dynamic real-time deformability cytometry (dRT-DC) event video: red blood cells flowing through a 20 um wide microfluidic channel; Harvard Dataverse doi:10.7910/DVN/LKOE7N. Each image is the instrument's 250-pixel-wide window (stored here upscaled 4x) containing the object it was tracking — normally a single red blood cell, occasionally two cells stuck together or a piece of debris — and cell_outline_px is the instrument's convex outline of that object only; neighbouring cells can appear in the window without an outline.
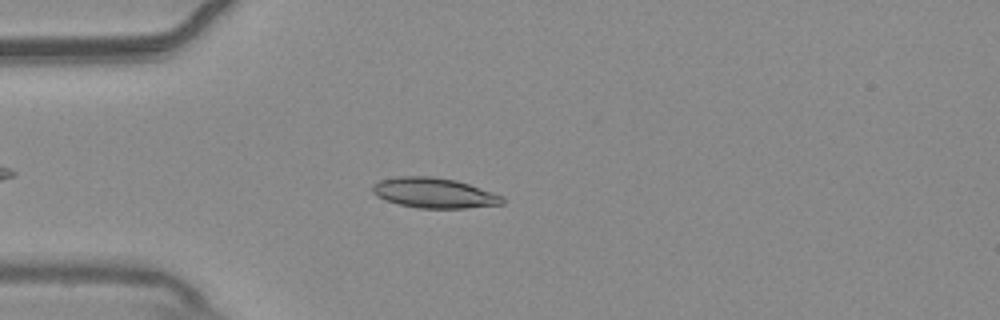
{"species": "common noctule bat (a hibernating species)", "species_latin": "Nyctalus noctula", "temperature_condition": "warm", "stored_images_in_passage": 48, "camera_frame_rate_fps": 3000, "um_per_image_px": 0.085, "animal": {"sex": "male", "body_mass_g": 20.4}, "frame": {"image": 1, "passage_image": 9, "time_ms": 2.667, "image_size_px": [1000, 320], "cell_outline_px": [[504, 204], [464, 208], [420, 208], [400, 204], [376, 196], [372, 192], [372, 184], [380, 180], [396, 176], [432, 176], [456, 180], [504, 196]], "centroid_in_image_um": [36.89, 16.39], "position_along_channel_um": 48.1, "area_um2": 22.77}}
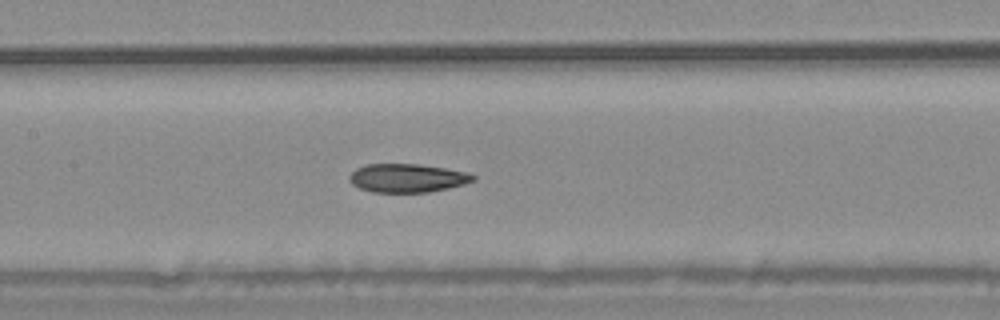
{"frame": {"image": 2, "passage_image": 20, "time_ms": 6.333, "image_size_px": [1000, 320], "cell_outline_px": [[476, 180], [464, 184], [448, 188], [428, 192], [372, 192], [360, 188], [352, 184], [348, 180], [348, 176], [356, 168], [368, 164], [416, 164], [444, 168], [464, 172], [476, 176]], "centroid_in_image_um": [34.59, 15.14], "position_along_channel_um": 172.8, "area_um2": 20.46}}
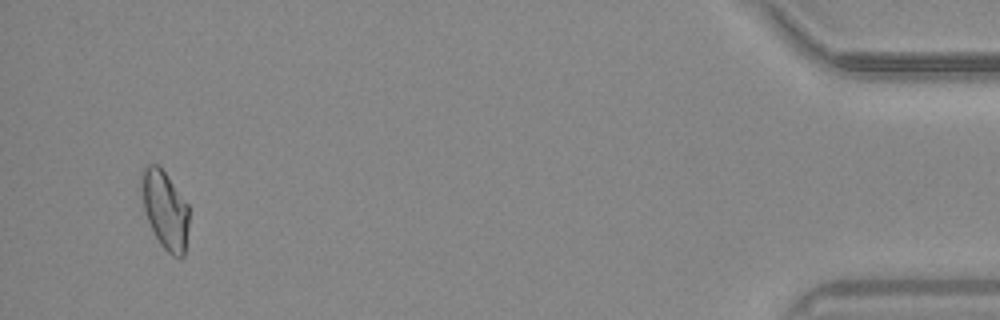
{"frame": {"image": 3, "passage_image": 46, "time_ms": 15.0, "image_size_px": [1000, 320], "cell_outline_px": [[188, 228], [184, 256], [172, 256], [160, 244], [144, 212], [140, 188], [140, 172], [148, 164], [156, 164], [164, 172], [188, 204]], "centroid_in_image_um": [14.0, 17.81], "position_along_channel_um": 421.2, "area_um2": 21.5}, "authors_computed_cell_mechanics": {"area_um2": 21.1837, "velocity_mm_per_s": 3.7724, "shape_relaxation_time_tau1_ms": null, "shape_relaxation_time_tau2_ms": 3.8368, "deformation_change_tau1": null, "deformation_change_tau2": 0.0881}}